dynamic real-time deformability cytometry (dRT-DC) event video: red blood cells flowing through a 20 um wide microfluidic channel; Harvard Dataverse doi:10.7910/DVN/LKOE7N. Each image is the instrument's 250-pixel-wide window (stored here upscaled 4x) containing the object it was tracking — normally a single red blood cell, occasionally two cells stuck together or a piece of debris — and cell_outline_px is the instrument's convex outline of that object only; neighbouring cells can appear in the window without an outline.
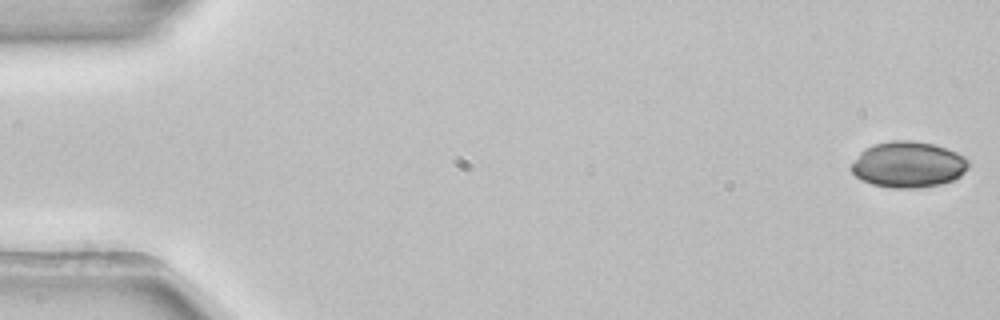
{"species": "common noctule bat (a hibernating species)", "species_latin": "Nyctalus noctula", "temperature_condition": "room temperature", "stored_images_in_passage": 11, "camera_frame_rate_fps": 3000, "um_per_image_px": 0.085, "animal": {"sex": "female", "body_mass_g": 22.7, "forearm_length_mm": 54.2}, "frame": {"image": 1, "passage_image": 1, "time_ms": 0.0, "image_size_px": [1000, 320], "cell_outline_px": [[968, 168], [960, 176], [952, 180], [940, 184], [916, 188], [892, 188], [872, 184], [856, 176], [852, 172], [852, 164], [860, 152], [864, 148], [872, 144], [892, 140], [912, 140], [932, 144], [956, 152], [964, 156], [968, 160]], "centroid_in_image_um": [77.19, 13.98], "position_along_channel_um": 7.8, "area_um2": 31.27}}